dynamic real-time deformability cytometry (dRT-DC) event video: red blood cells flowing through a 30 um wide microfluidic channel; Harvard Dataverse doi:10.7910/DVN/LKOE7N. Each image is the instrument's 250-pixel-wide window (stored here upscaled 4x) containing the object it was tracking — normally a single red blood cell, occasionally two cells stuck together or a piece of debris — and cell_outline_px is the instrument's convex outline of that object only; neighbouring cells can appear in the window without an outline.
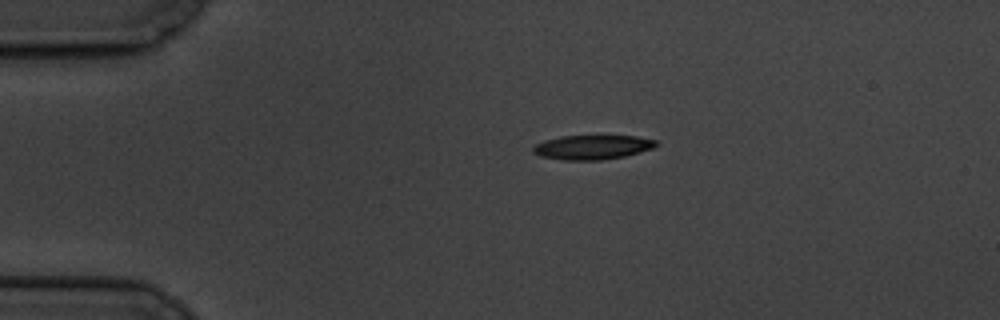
{"species": "common noctule bat (a hibernating species)", "species_latin": "Nyctalus noctula", "temperature_condition": "cold", "stored_images_in_passage": 5, "camera_frame_rate_fps": 3000, "um_per_image_px": 0.085, "animal": {"sex": "male", "body_mass_g": 19.5, "forearm_length_mm": 54.6}, "frame": {"image": 1, "passage_image": 1, "time_ms": 0.0, "image_size_px": [1000, 320], "cell_outline_px": [[660, 144], [652, 148], [640, 152], [624, 156], [600, 160], [564, 160], [540, 156], [532, 152], [532, 148], [536, 144], [544, 140], [560, 136], [636, 136], [656, 140]], "centroid_in_image_um": [50.34, 12.51], "position_along_channel_um": 34.7, "area_um2": 17.46}}
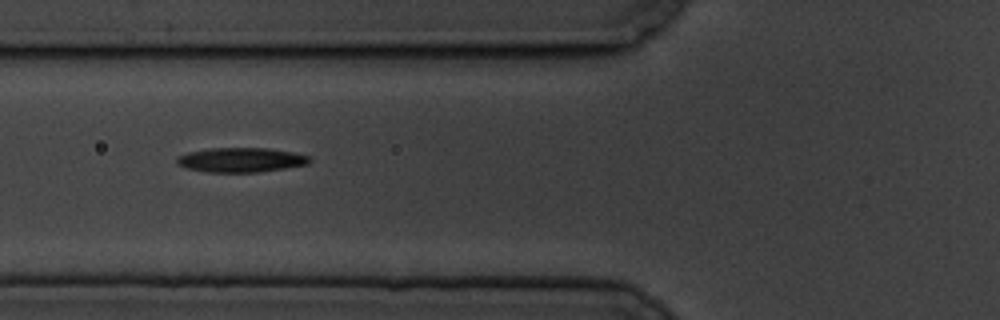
{"frame": {"image": 2, "passage_image": 4, "time_ms": 3.333, "image_size_px": [1000, 320], "cell_outline_px": [[312, 160], [308, 164], [284, 168], [256, 172], [208, 172], [188, 168], [176, 164], [176, 156], [188, 152], [208, 148], [268, 148], [292, 152], [312, 156]], "centroid_in_image_um": [20.48, 13.58], "position_along_channel_um": 105.3, "area_um2": 19.02}}
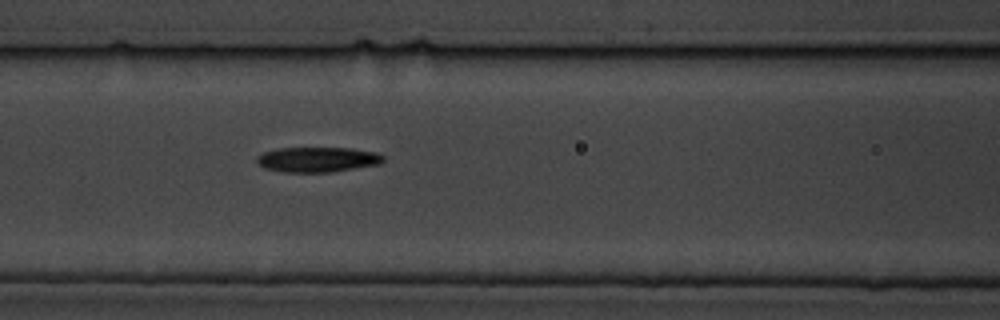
{"frame": {"image": 3, "passage_image": 5, "time_ms": 4.333, "image_size_px": [1000, 320], "cell_outline_px": [[384, 160], [380, 164], [332, 172], [284, 172], [264, 168], [256, 164], [256, 156], [264, 152], [276, 148], [352, 148], [376, 152], [384, 156]], "centroid_in_image_um": [26.97, 13.56], "position_along_channel_um": 139.6, "area_um2": 18.67}}